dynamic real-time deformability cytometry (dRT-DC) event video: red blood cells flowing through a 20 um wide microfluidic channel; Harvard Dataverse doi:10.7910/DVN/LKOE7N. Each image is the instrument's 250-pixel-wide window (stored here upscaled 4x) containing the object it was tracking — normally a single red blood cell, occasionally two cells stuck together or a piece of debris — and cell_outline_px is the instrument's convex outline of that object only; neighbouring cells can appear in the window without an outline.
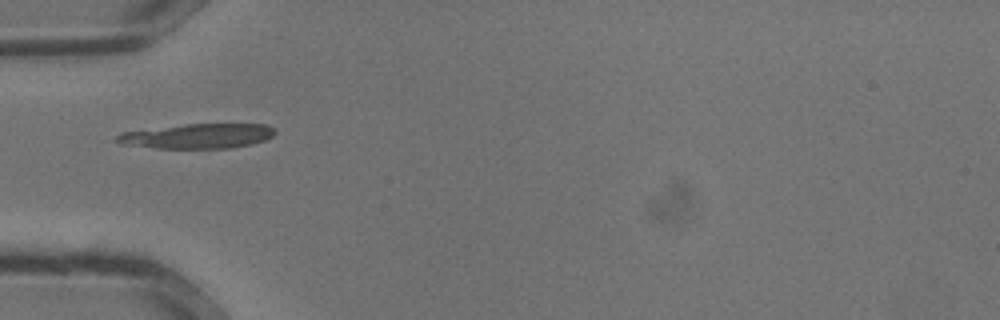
{"species": "common noctule bat (a hibernating species)", "species_latin": "Nyctalus noctula", "temperature_condition": "warm", "stored_images_in_passage": 24, "camera_frame_rate_fps": 3000, "um_per_image_px": 0.085, "animal": {"sex": "male", "body_mass_g": 13.3}, "frame": {"image": 1, "passage_image": 1, "time_ms": 0.0, "image_size_px": [1000, 320], "cell_outline_px": [[276, 132], [272, 136], [264, 140], [252, 144], [232, 148], [156, 148], [120, 144], [116, 140], [116, 136], [120, 132], [184, 124], [268, 124], [276, 128]], "centroid_in_image_um": [16.81, 11.56], "position_along_channel_um": 68.2, "area_um2": 23.0}}
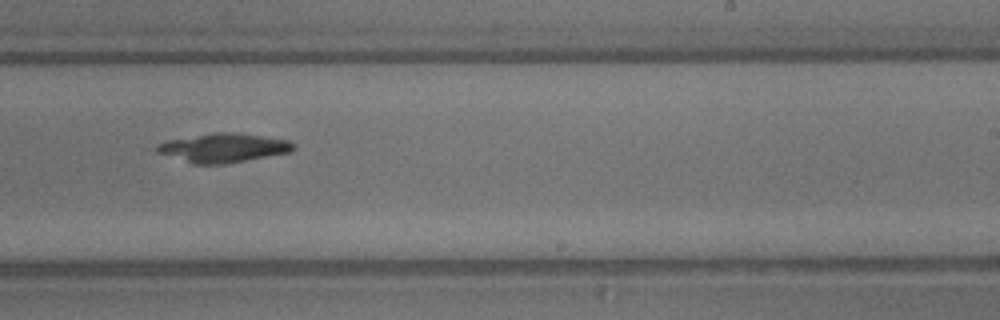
{"frame": {"image": 2, "passage_image": 11, "time_ms": 3.333, "image_size_px": [1000, 320], "cell_outline_px": [[296, 148], [292, 152], [224, 164], [192, 164], [156, 152], [156, 144], [168, 140], [212, 132], [236, 132], [288, 140]], "centroid_in_image_um": [18.96, 12.56], "position_along_channel_um": 270.0, "area_um2": 23.12}}
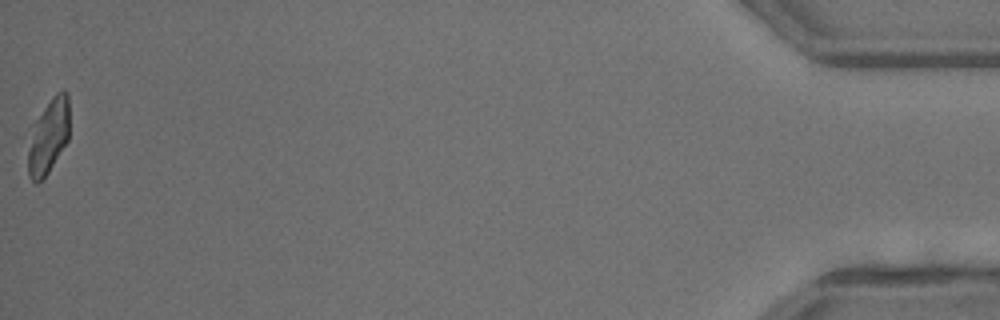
{"frame": {"image": 3, "passage_image": 24, "time_ms": 7.667, "image_size_px": [1000, 320], "cell_outline_px": [[68, 140], [48, 172], [36, 184], [28, 176], [28, 152], [32, 124], [52, 96], [56, 92], [64, 88], [68, 92]], "centroid_in_image_um": [4.11, 11.54], "position_along_channel_um": 431.1, "area_um2": 17.98}}